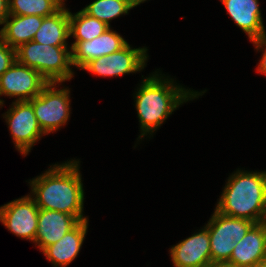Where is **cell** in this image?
Masks as SVG:
<instances>
[{"mask_svg": "<svg viewBox=\"0 0 266 267\" xmlns=\"http://www.w3.org/2000/svg\"><path fill=\"white\" fill-rule=\"evenodd\" d=\"M78 161L54 165L53 169L31 181L34 201L39 209L59 211L73 215L78 221L83 217L84 191Z\"/></svg>", "mask_w": 266, "mask_h": 267, "instance_id": "obj_1", "label": "cell"}, {"mask_svg": "<svg viewBox=\"0 0 266 267\" xmlns=\"http://www.w3.org/2000/svg\"><path fill=\"white\" fill-rule=\"evenodd\" d=\"M216 210L255 223L266 221V172L237 171L228 179Z\"/></svg>", "mask_w": 266, "mask_h": 267, "instance_id": "obj_2", "label": "cell"}, {"mask_svg": "<svg viewBox=\"0 0 266 267\" xmlns=\"http://www.w3.org/2000/svg\"><path fill=\"white\" fill-rule=\"evenodd\" d=\"M157 76L146 78L136 93L141 136L157 129L181 103L200 95L177 85L174 87L172 81L161 80Z\"/></svg>", "mask_w": 266, "mask_h": 267, "instance_id": "obj_3", "label": "cell"}, {"mask_svg": "<svg viewBox=\"0 0 266 267\" xmlns=\"http://www.w3.org/2000/svg\"><path fill=\"white\" fill-rule=\"evenodd\" d=\"M16 60L39 72L48 82L60 83L73 76L72 54L67 46L44 45L32 40L16 49Z\"/></svg>", "mask_w": 266, "mask_h": 267, "instance_id": "obj_4", "label": "cell"}, {"mask_svg": "<svg viewBox=\"0 0 266 267\" xmlns=\"http://www.w3.org/2000/svg\"><path fill=\"white\" fill-rule=\"evenodd\" d=\"M254 224L253 221L230 217L215 209L214 215L206 225L212 264L227 263L236 243L243 239Z\"/></svg>", "mask_w": 266, "mask_h": 267, "instance_id": "obj_5", "label": "cell"}, {"mask_svg": "<svg viewBox=\"0 0 266 267\" xmlns=\"http://www.w3.org/2000/svg\"><path fill=\"white\" fill-rule=\"evenodd\" d=\"M56 82H48L41 93L30 100L35 117L44 134L64 125L70 113L69 89L56 90Z\"/></svg>", "mask_w": 266, "mask_h": 267, "instance_id": "obj_6", "label": "cell"}, {"mask_svg": "<svg viewBox=\"0 0 266 267\" xmlns=\"http://www.w3.org/2000/svg\"><path fill=\"white\" fill-rule=\"evenodd\" d=\"M47 83L39 72L16 60L0 76V95L18 96L16 101H30Z\"/></svg>", "mask_w": 266, "mask_h": 267, "instance_id": "obj_7", "label": "cell"}, {"mask_svg": "<svg viewBox=\"0 0 266 267\" xmlns=\"http://www.w3.org/2000/svg\"><path fill=\"white\" fill-rule=\"evenodd\" d=\"M6 113L5 118L16 148L26 155L44 134L35 117L32 104L30 101H15L13 107Z\"/></svg>", "mask_w": 266, "mask_h": 267, "instance_id": "obj_8", "label": "cell"}, {"mask_svg": "<svg viewBox=\"0 0 266 267\" xmlns=\"http://www.w3.org/2000/svg\"><path fill=\"white\" fill-rule=\"evenodd\" d=\"M39 208L25 196L0 207V221L16 236L35 242Z\"/></svg>", "mask_w": 266, "mask_h": 267, "instance_id": "obj_9", "label": "cell"}, {"mask_svg": "<svg viewBox=\"0 0 266 267\" xmlns=\"http://www.w3.org/2000/svg\"><path fill=\"white\" fill-rule=\"evenodd\" d=\"M146 50V48L132 49L127 44L117 52L89 61L81 69L100 76H120L140 71L147 59Z\"/></svg>", "mask_w": 266, "mask_h": 267, "instance_id": "obj_10", "label": "cell"}, {"mask_svg": "<svg viewBox=\"0 0 266 267\" xmlns=\"http://www.w3.org/2000/svg\"><path fill=\"white\" fill-rule=\"evenodd\" d=\"M175 267H210L211 251L207 226L171 248Z\"/></svg>", "mask_w": 266, "mask_h": 267, "instance_id": "obj_11", "label": "cell"}, {"mask_svg": "<svg viewBox=\"0 0 266 267\" xmlns=\"http://www.w3.org/2000/svg\"><path fill=\"white\" fill-rule=\"evenodd\" d=\"M122 36L108 28L98 37L81 42H74L70 47L72 65L82 68L89 61L101 56L110 55L127 45Z\"/></svg>", "mask_w": 266, "mask_h": 267, "instance_id": "obj_12", "label": "cell"}, {"mask_svg": "<svg viewBox=\"0 0 266 267\" xmlns=\"http://www.w3.org/2000/svg\"><path fill=\"white\" fill-rule=\"evenodd\" d=\"M266 261V221L255 223L242 240L236 243L230 265L250 267Z\"/></svg>", "mask_w": 266, "mask_h": 267, "instance_id": "obj_13", "label": "cell"}, {"mask_svg": "<svg viewBox=\"0 0 266 267\" xmlns=\"http://www.w3.org/2000/svg\"><path fill=\"white\" fill-rule=\"evenodd\" d=\"M79 221L73 216L59 211L39 209L38 228L35 243L41 250L58 242Z\"/></svg>", "mask_w": 266, "mask_h": 267, "instance_id": "obj_14", "label": "cell"}, {"mask_svg": "<svg viewBox=\"0 0 266 267\" xmlns=\"http://www.w3.org/2000/svg\"><path fill=\"white\" fill-rule=\"evenodd\" d=\"M228 14L250 40L260 39L266 35L259 4L257 0H221Z\"/></svg>", "mask_w": 266, "mask_h": 267, "instance_id": "obj_15", "label": "cell"}, {"mask_svg": "<svg viewBox=\"0 0 266 267\" xmlns=\"http://www.w3.org/2000/svg\"><path fill=\"white\" fill-rule=\"evenodd\" d=\"M88 220L79 221L58 242L45 247L42 251L54 266L65 267L78 255L87 231Z\"/></svg>", "mask_w": 266, "mask_h": 267, "instance_id": "obj_16", "label": "cell"}, {"mask_svg": "<svg viewBox=\"0 0 266 267\" xmlns=\"http://www.w3.org/2000/svg\"><path fill=\"white\" fill-rule=\"evenodd\" d=\"M9 17H12V20L8 21ZM43 18L37 15H9L0 30V38L10 47L17 49L21 44L33 40Z\"/></svg>", "mask_w": 266, "mask_h": 267, "instance_id": "obj_17", "label": "cell"}, {"mask_svg": "<svg viewBox=\"0 0 266 267\" xmlns=\"http://www.w3.org/2000/svg\"><path fill=\"white\" fill-rule=\"evenodd\" d=\"M69 36V11L62 6L54 14L43 18L33 41L44 45L67 46L65 42Z\"/></svg>", "mask_w": 266, "mask_h": 267, "instance_id": "obj_18", "label": "cell"}, {"mask_svg": "<svg viewBox=\"0 0 266 267\" xmlns=\"http://www.w3.org/2000/svg\"><path fill=\"white\" fill-rule=\"evenodd\" d=\"M70 35L76 38L75 42L92 40L108 28L105 22L87 14L83 9L72 15L69 12Z\"/></svg>", "mask_w": 266, "mask_h": 267, "instance_id": "obj_19", "label": "cell"}, {"mask_svg": "<svg viewBox=\"0 0 266 267\" xmlns=\"http://www.w3.org/2000/svg\"><path fill=\"white\" fill-rule=\"evenodd\" d=\"M64 0H8L9 15L50 16L63 6Z\"/></svg>", "mask_w": 266, "mask_h": 267, "instance_id": "obj_20", "label": "cell"}, {"mask_svg": "<svg viewBox=\"0 0 266 267\" xmlns=\"http://www.w3.org/2000/svg\"><path fill=\"white\" fill-rule=\"evenodd\" d=\"M131 8L123 0H95L83 10L92 17L105 22L122 14H127Z\"/></svg>", "mask_w": 266, "mask_h": 267, "instance_id": "obj_21", "label": "cell"}, {"mask_svg": "<svg viewBox=\"0 0 266 267\" xmlns=\"http://www.w3.org/2000/svg\"><path fill=\"white\" fill-rule=\"evenodd\" d=\"M16 61V49L0 38V76Z\"/></svg>", "mask_w": 266, "mask_h": 267, "instance_id": "obj_22", "label": "cell"}, {"mask_svg": "<svg viewBox=\"0 0 266 267\" xmlns=\"http://www.w3.org/2000/svg\"><path fill=\"white\" fill-rule=\"evenodd\" d=\"M252 42L255 44L257 49L264 45L266 46V35L261 37L260 39L253 40ZM258 71L266 74V49L264 50L262 59L258 66Z\"/></svg>", "mask_w": 266, "mask_h": 267, "instance_id": "obj_23", "label": "cell"}, {"mask_svg": "<svg viewBox=\"0 0 266 267\" xmlns=\"http://www.w3.org/2000/svg\"><path fill=\"white\" fill-rule=\"evenodd\" d=\"M9 16L8 0H0V24H4V21Z\"/></svg>", "mask_w": 266, "mask_h": 267, "instance_id": "obj_24", "label": "cell"}, {"mask_svg": "<svg viewBox=\"0 0 266 267\" xmlns=\"http://www.w3.org/2000/svg\"><path fill=\"white\" fill-rule=\"evenodd\" d=\"M130 8H133L146 0H123Z\"/></svg>", "mask_w": 266, "mask_h": 267, "instance_id": "obj_25", "label": "cell"}, {"mask_svg": "<svg viewBox=\"0 0 266 267\" xmlns=\"http://www.w3.org/2000/svg\"><path fill=\"white\" fill-rule=\"evenodd\" d=\"M210 267H237V266L230 265L228 263H222V264H212Z\"/></svg>", "mask_w": 266, "mask_h": 267, "instance_id": "obj_26", "label": "cell"}, {"mask_svg": "<svg viewBox=\"0 0 266 267\" xmlns=\"http://www.w3.org/2000/svg\"><path fill=\"white\" fill-rule=\"evenodd\" d=\"M250 267H266V261L262 262V263L255 264V265L250 266Z\"/></svg>", "mask_w": 266, "mask_h": 267, "instance_id": "obj_27", "label": "cell"}]
</instances>
